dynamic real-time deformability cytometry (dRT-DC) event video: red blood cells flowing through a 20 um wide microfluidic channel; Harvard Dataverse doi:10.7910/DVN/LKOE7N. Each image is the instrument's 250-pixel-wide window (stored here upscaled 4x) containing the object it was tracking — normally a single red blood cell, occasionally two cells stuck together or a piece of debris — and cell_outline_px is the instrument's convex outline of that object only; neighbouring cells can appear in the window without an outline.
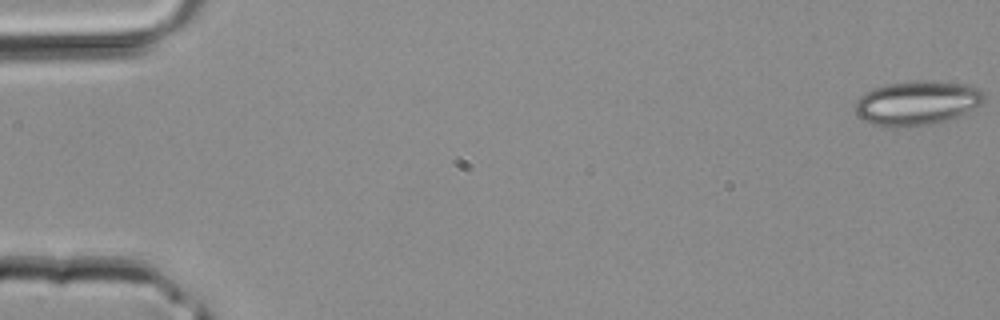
{"species": "common noctule bat (a hibernating species)", "species_latin": "Nyctalus noctula", "temperature_condition": "room temperature", "stored_images_in_passage": 41, "camera_frame_rate_fps": 3000, "um_per_image_px": 0.085, "animal": {"sex": "male", "body_mass_g": 20.4}, "frame": {"image": 1, "passage_image": 1, "time_ms": 0.0, "image_size_px": [1000, 320], "cell_outline_px": [[984, 100], [980, 104], [956, 116], [932, 124], [908, 128], [888, 128], [872, 124], [864, 120], [856, 112], [856, 100], [864, 92], [872, 88], [888, 84], [920, 80], [936, 80], [968, 84], [980, 88], [984, 92]], "centroid_in_image_um": [77.93, 8.75], "position_along_channel_um": 7.1, "area_um2": 33.58}}
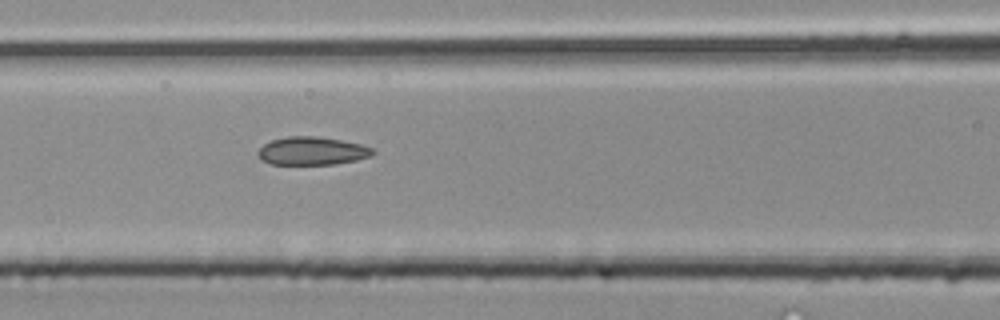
{"frame": {"image": 2, "passage_image": 18, "time_ms": 5.667, "image_size_px": [1000, 320], "cell_outline_px": [[376, 152], [372, 156], [356, 160], [336, 164], [268, 164], [260, 160], [256, 152], [264, 144], [272, 140], [288, 136], [316, 136], [340, 140], [360, 144], [372, 148]], "centroid_in_image_um": [26.5, 12.84], "position_along_channel_um": 140.1, "area_um2": 18.9}}
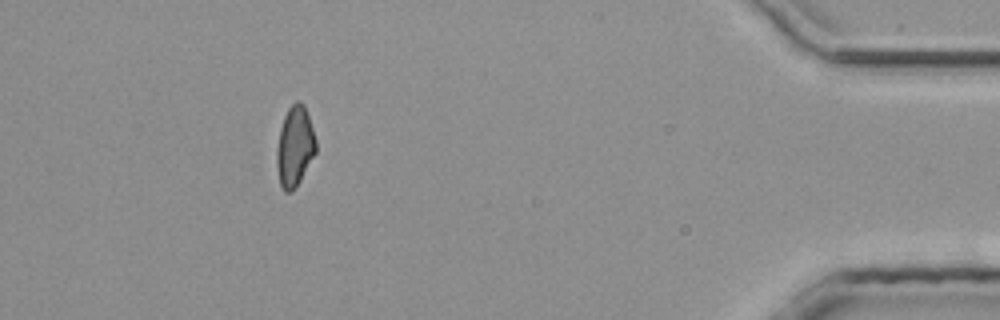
{"frame": {"image": 3, "passage_image": 37, "time_ms": 12.0, "image_size_px": [1000, 320], "cell_outline_px": [[316, 152], [300, 180], [288, 192], [284, 192], [280, 184], [276, 164], [276, 152], [280, 128], [284, 116], [288, 108], [296, 100], [300, 100], [304, 104], [316, 140]], "centroid_in_image_um": [25.04, 12.4], "position_along_channel_um": 410.2, "area_um2": 18.09}}